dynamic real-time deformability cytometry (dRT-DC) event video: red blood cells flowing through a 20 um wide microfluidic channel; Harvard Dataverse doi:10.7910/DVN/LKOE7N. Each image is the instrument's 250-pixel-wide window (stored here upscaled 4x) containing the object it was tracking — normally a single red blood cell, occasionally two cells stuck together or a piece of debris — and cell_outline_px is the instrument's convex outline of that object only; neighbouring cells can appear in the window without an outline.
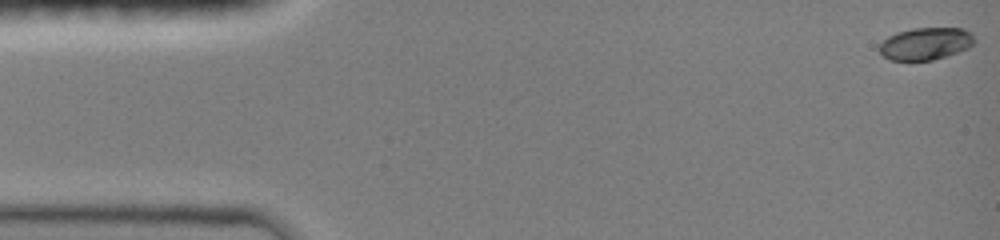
{"species": "common noctule bat (a hibernating species)", "species_latin": "Nyctalus noctula", "temperature_condition": "room temperature", "stored_images_in_passage": 47, "camera_frame_rate_fps": 3000, "um_per_image_px": 0.085, "animal": {"sex": "female", "body_mass_g": 19.0, "forearm_length_mm": 51.5}, "frame": {"image": 1, "passage_image": 1, "time_ms": 0.0, "image_size_px": [1000, 240], "cell_outline_px": [[976, 40], [968, 48], [932, 60], [892, 60], [884, 56], [880, 52], [880, 44], [888, 36], [896, 32], [912, 28], [964, 28]], "centroid_in_image_um": [78.66, 3.7], "position_along_channel_um": 6.3, "area_um2": 17.63}}
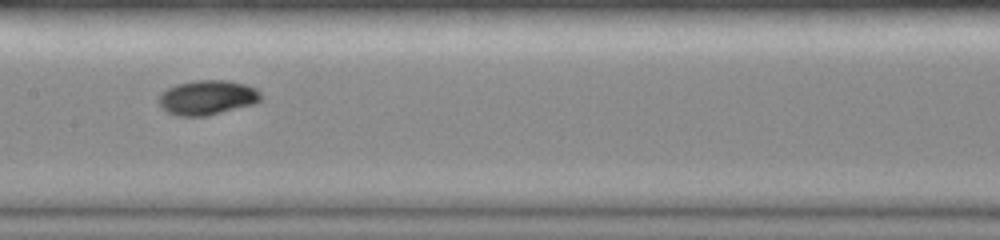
{"frame": {"image": 2, "passage_image": 24, "time_ms": 7.667, "image_size_px": [1000, 240], "cell_outline_px": [[264, 96], [256, 104], [208, 116], [176, 116], [160, 108], [156, 100], [160, 92], [176, 84], [192, 80], [228, 80], [244, 84], [256, 88]], "centroid_in_image_um": [17.6, 8.3], "position_along_channel_um": 189.8, "area_um2": 21.21}}
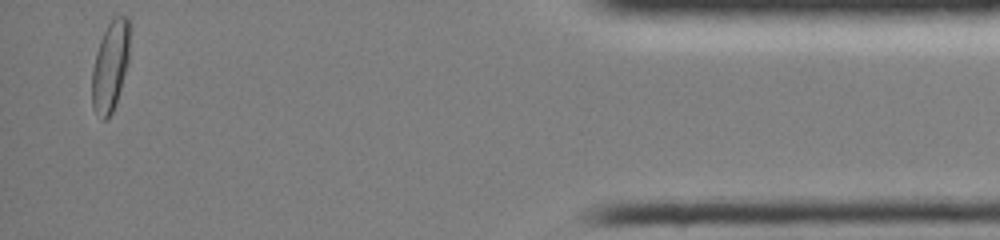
{"frame": {"image": 3, "passage_image": 46, "time_ms": 15.0, "image_size_px": [1000, 240], "cell_outline_px": [[132, 28], [128, 64], [116, 104], [108, 120], [100, 120], [92, 108], [92, 68], [96, 52], [100, 40], [112, 16], [128, 16]], "centroid_in_image_um": [9.41, 5.59], "position_along_channel_um": 425.8, "area_um2": 20.63}, "authors_computed_cell_mechanics": {"area_um2": 19.2474, "velocity_mm_per_s": 4.0439, "shape_relaxation_time_tau1_ms": 3.5273, "shape_relaxation_time_tau2_ms": 5.7758, "deformation_change_tau1": 0.1544, "deformation_change_tau2": 0.0231}}